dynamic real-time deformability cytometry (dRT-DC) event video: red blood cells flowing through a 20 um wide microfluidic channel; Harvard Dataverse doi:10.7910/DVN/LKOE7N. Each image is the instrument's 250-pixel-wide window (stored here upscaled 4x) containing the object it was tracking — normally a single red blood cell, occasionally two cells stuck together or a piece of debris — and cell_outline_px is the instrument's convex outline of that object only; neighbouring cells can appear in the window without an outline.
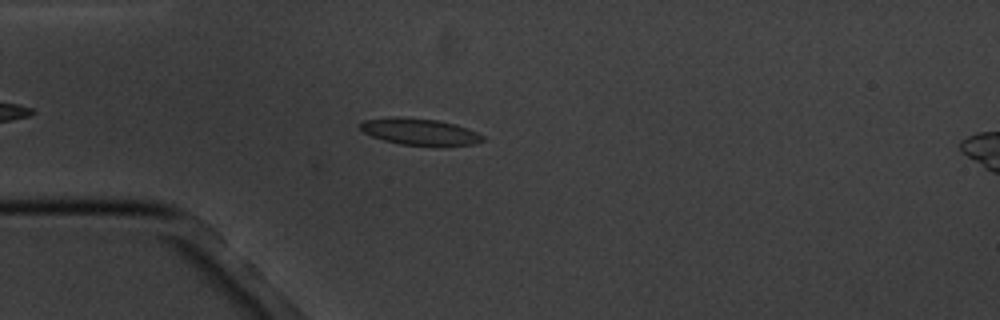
{"species": "common noctule bat (a hibernating species)", "species_latin": "Nyctalus noctula", "temperature_condition": "cold", "stored_images_in_passage": 5, "camera_frame_rate_fps": 3000, "um_per_image_px": 0.085, "animal": {"sex": "male", "body_mass_g": 20.1, "forearm_length_mm": 53.5}, "frame": {"image": 1, "passage_image": 2, "time_ms": 1.333, "image_size_px": [1000, 320], "cell_outline_px": [[484, 140], [476, 144], [400, 144], [384, 140], [372, 136], [364, 132], [360, 128], [360, 124], [364, 120], [392, 116], [396, 116], [436, 120], [456, 124], [476, 132], [484, 136]], "centroid_in_image_um": [35.63, 11.16], "position_along_channel_um": 49.4, "area_um2": 18.44}}
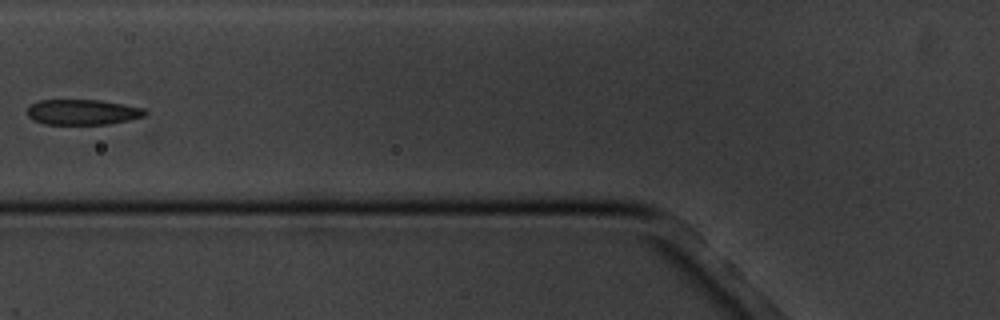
{"frame": {"image": 2, "passage_image": 4, "time_ms": 3.667, "image_size_px": [1000, 320], "cell_outline_px": [[148, 112], [144, 116], [128, 120], [108, 124], [44, 124], [32, 120], [28, 116], [28, 108], [32, 104], [40, 100], [100, 100], [124, 104], [144, 108]], "centroid_in_image_um": [7.03, 9.53], "position_along_channel_um": 118.8, "area_um2": 17.4}}
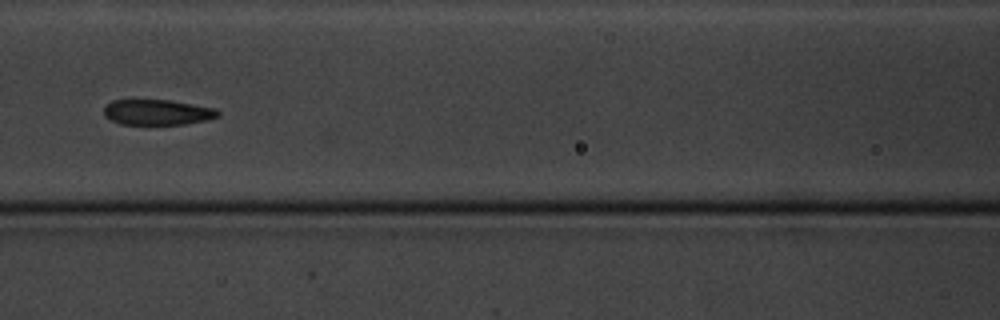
{"frame": {"image": 3, "passage_image": 5, "time_ms": 4.667, "image_size_px": [1000, 320], "cell_outline_px": [[220, 116], [208, 120], [184, 124], [148, 128], [120, 124], [104, 116], [104, 108], [112, 100], [168, 100], [216, 108], [220, 112]], "centroid_in_image_um": [13.37, 9.6], "position_along_channel_um": 153.2, "area_um2": 17.8}}